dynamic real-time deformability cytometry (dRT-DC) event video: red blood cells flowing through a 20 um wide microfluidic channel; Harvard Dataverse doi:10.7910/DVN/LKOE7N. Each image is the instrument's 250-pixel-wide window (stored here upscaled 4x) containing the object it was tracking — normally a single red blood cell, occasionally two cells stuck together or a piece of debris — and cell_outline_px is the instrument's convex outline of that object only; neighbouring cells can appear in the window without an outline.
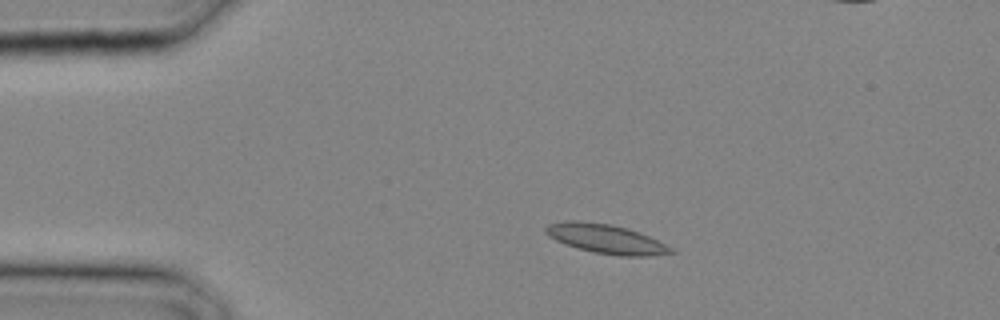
{"species": "common noctule bat (a hibernating species)", "species_latin": "Nyctalus noctula", "temperature_condition": "cold", "stored_images_in_passage": 10, "camera_frame_rate_fps": 3000, "um_per_image_px": 0.085, "animal": {"sex": "male", "body_mass_g": 20.4}, "frame": {"image": 1, "passage_image": 5, "time_ms": 1.333, "image_size_px": [1000, 320], "cell_outline_px": [[676, 252], [648, 256], [620, 256], [592, 252], [564, 244], [548, 236], [544, 232], [544, 228], [548, 224], [564, 220], [576, 220], [612, 224], [640, 232], [672, 248]], "centroid_in_image_um": [51.45, 20.29], "position_along_channel_um": 33.5, "area_um2": 21.39}}
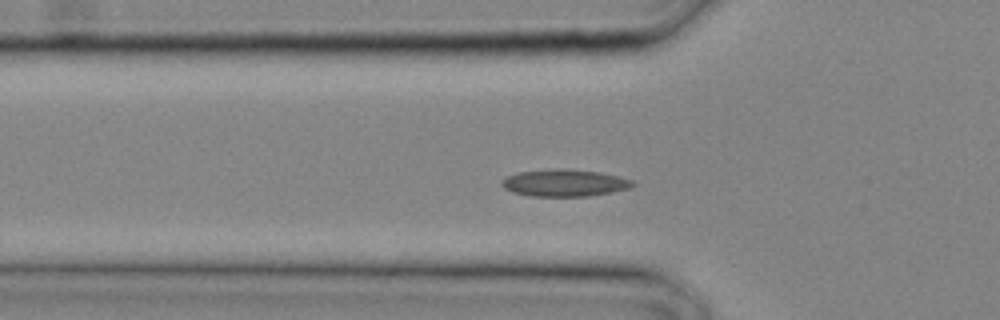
{"frame": {"image": 2, "passage_image": 9, "time_ms": 2.667, "image_size_px": [1000, 320], "cell_outline_px": [[636, 184], [628, 188], [612, 192], [588, 196], [532, 196], [512, 192], [504, 188], [500, 184], [508, 176], [520, 172], [600, 172], [620, 176], [632, 180]], "centroid_in_image_um": [48.04, 15.61], "position_along_channel_um": 77.8, "area_um2": 19.31}}